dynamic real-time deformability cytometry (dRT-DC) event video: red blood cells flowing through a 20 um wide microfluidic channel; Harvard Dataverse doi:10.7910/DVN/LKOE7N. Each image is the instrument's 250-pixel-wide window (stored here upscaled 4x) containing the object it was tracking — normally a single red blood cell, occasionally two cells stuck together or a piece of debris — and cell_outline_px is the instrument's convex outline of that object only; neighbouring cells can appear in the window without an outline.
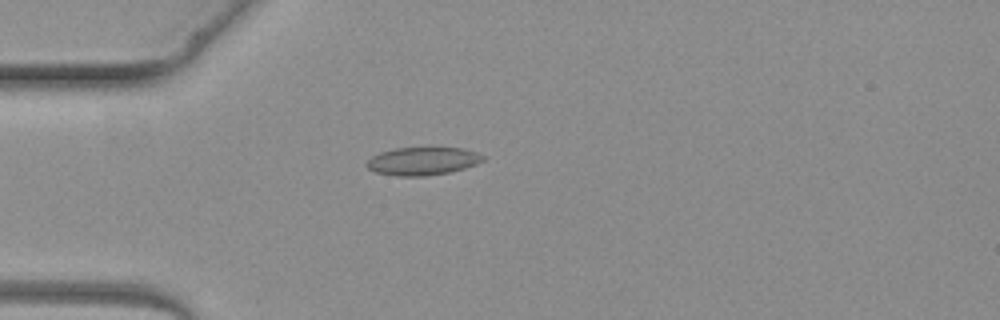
{"species": "common noctule bat (a hibernating species)", "species_latin": "Nyctalus noctula", "temperature_condition": "warm", "stored_images_in_passage": 4, "camera_frame_rate_fps": 3000, "um_per_image_px": 0.085, "animal": {"sex": "female", "body_mass_g": 19.3, "forearm_length_mm": 54.1}, "frame": {"image": 1, "passage_image": 4, "time_ms": 3.667, "image_size_px": [1000, 320], "cell_outline_px": [[484, 160], [476, 164], [464, 168], [448, 172], [424, 176], [396, 176], [376, 172], [368, 168], [364, 164], [372, 156], [380, 152], [396, 148], [432, 144], [464, 148], [476, 152], [484, 156]], "centroid_in_image_um": [35.94, 13.63], "position_along_channel_um": 49.1, "area_um2": 19.83}}